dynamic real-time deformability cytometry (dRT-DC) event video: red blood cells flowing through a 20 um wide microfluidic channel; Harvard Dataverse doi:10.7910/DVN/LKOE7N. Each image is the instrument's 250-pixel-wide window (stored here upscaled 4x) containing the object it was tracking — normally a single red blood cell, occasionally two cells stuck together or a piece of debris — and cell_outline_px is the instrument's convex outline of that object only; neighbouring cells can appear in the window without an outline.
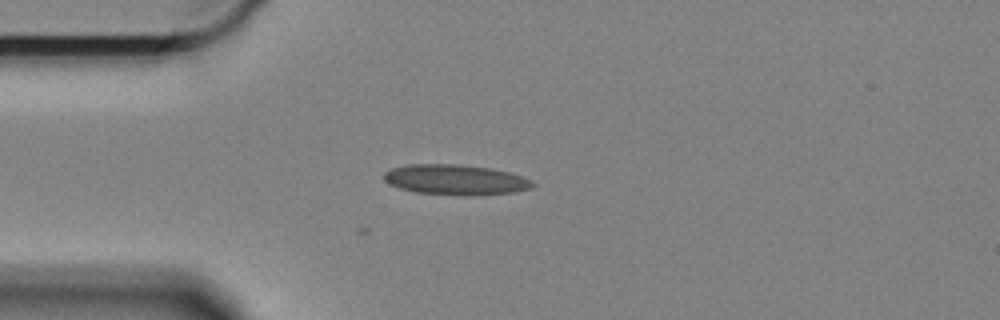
{"species": "Egyptian fruit bat (a non-hibernating species)", "species_latin": "Rousettus aegyptiacus", "temperature_condition": "cold", "stored_images_in_passage": 4, "camera_frame_rate_fps": 3000, "um_per_image_px": 0.085, "animal": {"sex": "female"}, "frame": {"image": 1, "passage_image": 4, "time_ms": 1.0, "image_size_px": [1000, 320], "cell_outline_px": [[536, 184], [532, 188], [512, 192], [472, 196], [416, 192], [400, 188], [388, 184], [384, 180], [384, 172], [392, 168], [408, 164], [456, 164], [492, 168], [508, 172], [532, 180]], "centroid_in_image_um": [38.71, 15.27], "position_along_channel_um": 46.3, "area_um2": 26.24}}